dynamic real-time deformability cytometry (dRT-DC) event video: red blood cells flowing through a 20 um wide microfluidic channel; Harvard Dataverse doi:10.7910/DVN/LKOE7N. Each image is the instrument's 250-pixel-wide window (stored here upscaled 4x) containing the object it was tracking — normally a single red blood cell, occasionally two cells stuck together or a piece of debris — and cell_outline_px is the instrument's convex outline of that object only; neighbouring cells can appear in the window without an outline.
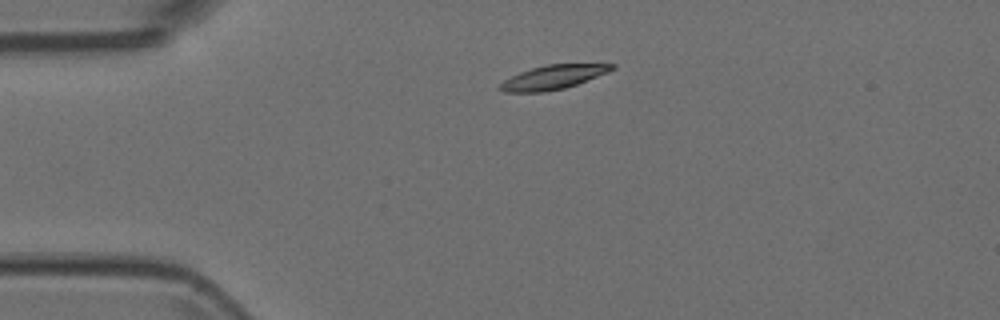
{"species": "Egyptian fruit bat (a non-hibernating species)", "species_latin": "Rousettus aegyptiacus", "temperature_condition": "room temperature", "stored_images_in_passage": 3, "camera_frame_rate_fps": 3000, "um_per_image_px": 0.085, "animal": {"sex": "female"}, "frame": {"image": 1, "passage_image": 2, "time_ms": 0.333, "image_size_px": [1000, 320], "cell_outline_px": [[616, 68], [608, 72], [576, 84], [564, 88], [544, 92], [504, 92], [496, 88], [504, 80], [520, 72], [532, 68], [548, 64], [616, 64]], "centroid_in_image_um": [46.99, 6.56], "position_along_channel_um": 38.0, "area_um2": 15.55}}